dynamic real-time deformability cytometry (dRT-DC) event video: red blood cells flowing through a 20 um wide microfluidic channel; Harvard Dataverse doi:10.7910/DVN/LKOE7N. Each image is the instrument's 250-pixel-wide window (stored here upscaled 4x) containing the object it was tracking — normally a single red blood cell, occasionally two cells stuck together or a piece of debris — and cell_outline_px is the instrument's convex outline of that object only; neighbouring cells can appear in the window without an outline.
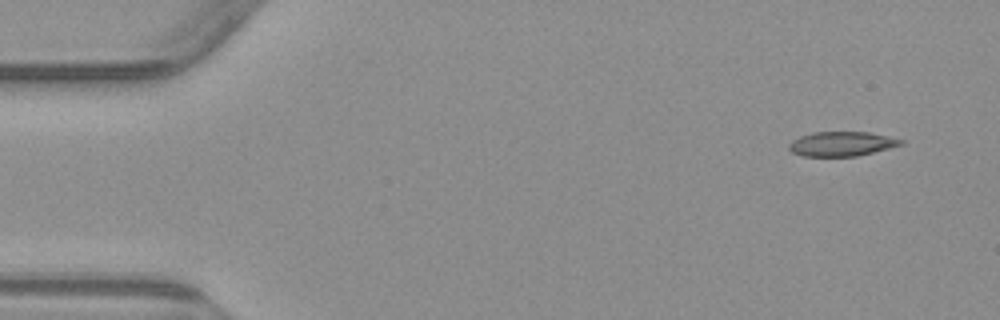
{"species": "common noctule bat (a hibernating species)", "species_latin": "Nyctalus noctula", "temperature_condition": "warm", "stored_images_in_passage": 6, "camera_frame_rate_fps": 3000, "um_per_image_px": 0.085, "animal": {"sex": "male", "body_mass_g": 23.1, "forearm_length_mm": 52.7}, "frame": {"image": 1, "passage_image": 1, "time_ms": 0.0, "image_size_px": [1000, 320], "cell_outline_px": [[904, 144], [856, 156], [804, 156], [792, 152], [788, 148], [788, 144], [792, 140], [800, 136], [812, 132], [868, 132], [888, 136], [904, 140]], "centroid_in_image_um": [71.52, 12.22], "position_along_channel_um": 13.5, "area_um2": 15.9}}
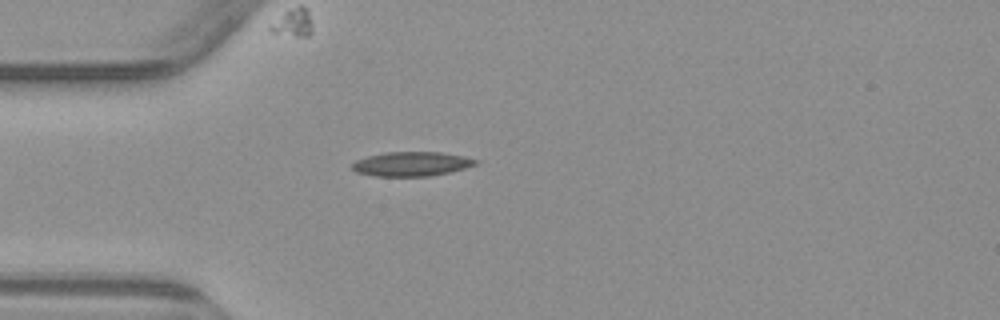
{"frame": {"image": 2, "passage_image": 4, "time_ms": 3.667, "image_size_px": [1000, 320], "cell_outline_px": [[480, 160], [476, 164], [464, 168], [448, 172], [428, 176], [376, 176], [356, 172], [352, 168], [352, 164], [356, 160], [368, 156], [388, 152], [440, 152], [464, 156]], "centroid_in_image_um": [34.98, 13.93], "position_along_channel_um": 50.0, "area_um2": 17.34}}